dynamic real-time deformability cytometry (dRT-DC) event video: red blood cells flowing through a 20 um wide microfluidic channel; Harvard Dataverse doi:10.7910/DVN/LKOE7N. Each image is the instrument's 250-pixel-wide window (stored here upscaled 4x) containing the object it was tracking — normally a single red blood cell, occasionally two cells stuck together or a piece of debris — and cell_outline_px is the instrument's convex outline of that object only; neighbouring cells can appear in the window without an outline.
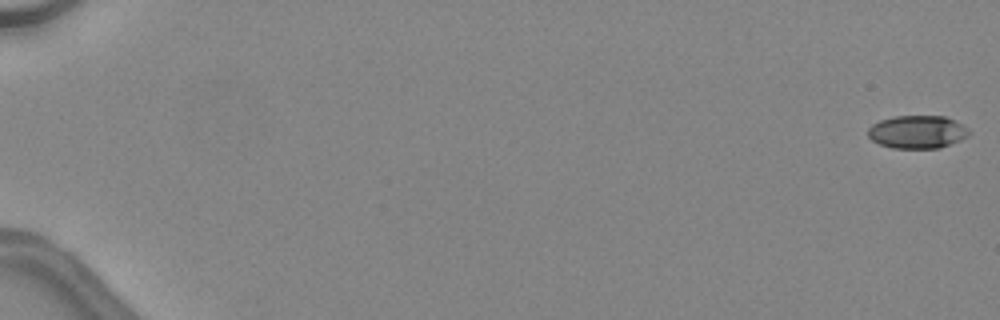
{"species": "common noctule bat (a hibernating species)", "species_latin": "Nyctalus noctula", "temperature_condition": "warm", "stored_images_in_passage": 48, "camera_frame_rate_fps": 3000, "um_per_image_px": 0.085, "animal": {"sex": "female", "body_mass_g": 24.6, "forearm_length_mm": 56.2}, "frame": {"image": 1, "passage_image": 1, "time_ms": 0.0, "image_size_px": [1000, 320], "cell_outline_px": [[972, 132], [968, 136], [960, 140], [940, 148], [892, 148], [880, 144], [872, 140], [868, 136], [868, 128], [872, 124], [880, 120], [896, 116], [944, 116], [968, 128]], "centroid_in_image_um": [77.97, 11.22], "position_along_channel_um": 7.0, "area_um2": 19.36}}
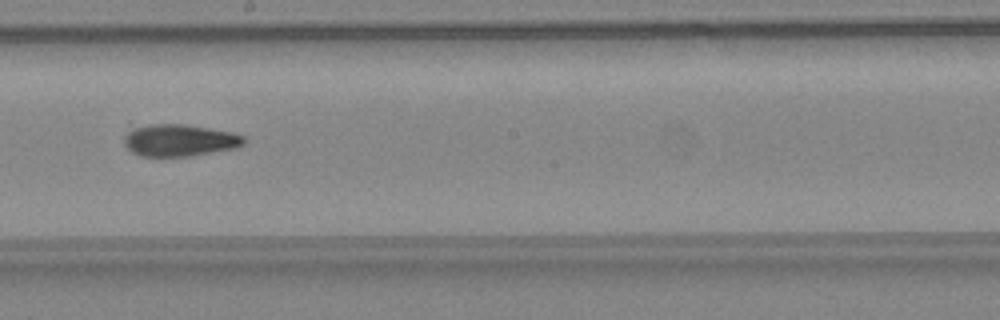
{"frame": {"image": 2, "passage_image": 30, "time_ms": 9.667, "image_size_px": [1000, 320], "cell_outline_px": [[244, 144], [236, 148], [188, 156], [140, 156], [132, 152], [124, 144], [124, 136], [128, 132], [136, 128], [152, 124], [184, 124], [232, 132], [244, 136]], "centroid_in_image_um": [15.27, 11.93], "position_along_channel_um": 232.9, "area_um2": 22.08}}
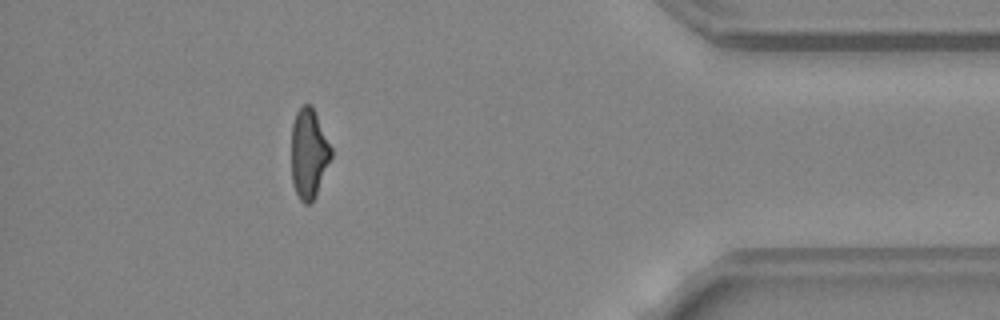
{"frame": {"image": 3, "passage_image": 44, "time_ms": 14.333, "image_size_px": [1000, 320], "cell_outline_px": [[332, 156], [316, 196], [312, 204], [304, 204], [300, 200], [296, 192], [292, 180], [292, 124], [296, 112], [304, 104], [312, 104], [332, 148]], "centroid_in_image_um": [26.26, 13.06], "position_along_channel_um": 408.9, "area_um2": 20.92}, "authors_computed_cell_mechanics": {"area_um2": 21.4727, "velocity_mm_per_s": 4.5653, "shape_relaxation_time_tau1_ms": 9.3977, "shape_relaxation_time_tau2_ms": 3.5702, "deformation_change_tau1": 0.2631, "deformation_change_tau2": 0.1125}}